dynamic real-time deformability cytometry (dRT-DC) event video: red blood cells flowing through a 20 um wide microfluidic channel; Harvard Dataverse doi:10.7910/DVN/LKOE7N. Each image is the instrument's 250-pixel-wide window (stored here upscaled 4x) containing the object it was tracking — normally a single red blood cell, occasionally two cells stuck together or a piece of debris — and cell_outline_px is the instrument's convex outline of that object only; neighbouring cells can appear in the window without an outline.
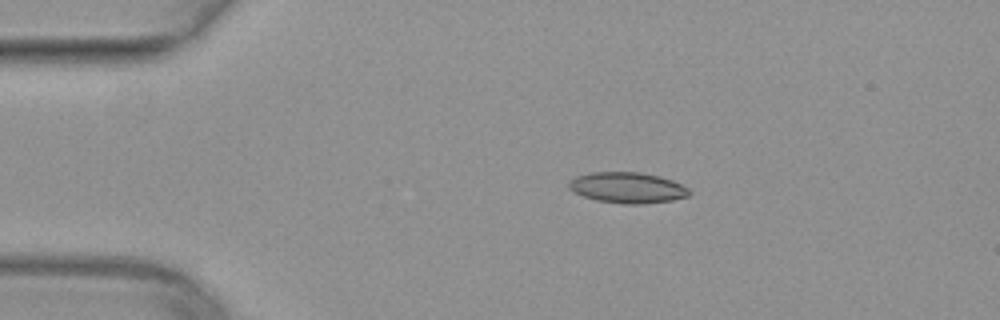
{"species": "common noctule bat (a hibernating species)", "species_latin": "Nyctalus noctula", "temperature_condition": "warm", "stored_images_in_passage": 41, "camera_frame_rate_fps": 3000, "um_per_image_px": 0.085, "animal": {"sex": "female", "body_mass_g": 29.2, "forearm_length_mm": 56.3}, "frame": {"image": 1, "passage_image": 1, "time_ms": 0.0, "image_size_px": [1000, 320], "cell_outline_px": [[692, 192], [688, 196], [672, 200], [640, 204], [624, 204], [596, 200], [584, 196], [568, 188], [568, 184], [576, 176], [592, 172], [640, 172], [660, 176], [672, 180], [688, 188]], "centroid_in_image_um": [53.36, 15.95], "position_along_channel_um": 31.6, "area_um2": 21.5}}
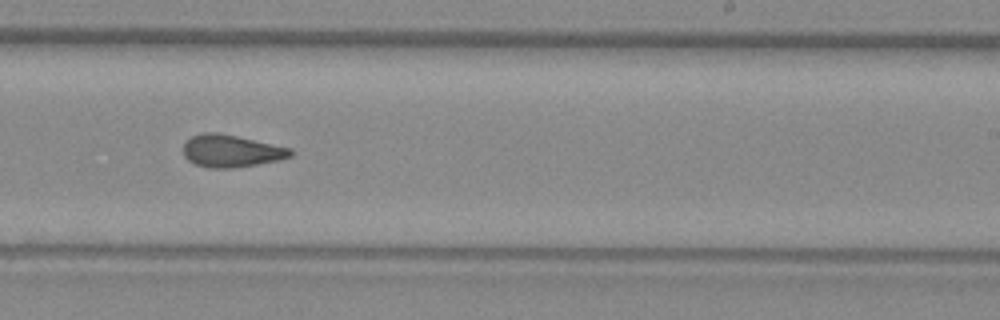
{"frame": {"image": 2, "passage_image": 22, "time_ms": 7.0, "image_size_px": [1000, 320], "cell_outline_px": [[292, 156], [280, 160], [232, 168], [208, 168], [196, 164], [188, 160], [184, 156], [184, 144], [192, 136], [204, 132], [216, 132], [236, 136], [292, 148]], "centroid_in_image_um": [19.66, 12.83], "position_along_channel_um": 269.3, "area_um2": 20.06}}
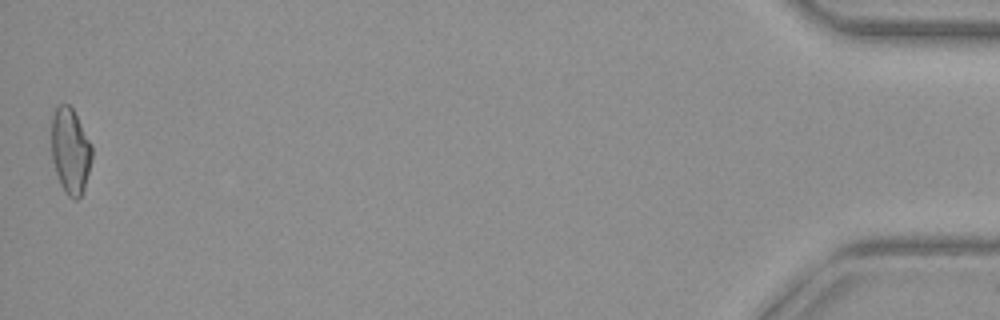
{"frame": {"image": 3, "passage_image": 41, "time_ms": 13.333, "image_size_px": [1000, 320], "cell_outline_px": [[92, 156], [84, 188], [80, 196], [76, 200], [68, 196], [64, 192], [60, 184], [52, 160], [52, 116], [56, 104], [68, 104], [72, 108], [92, 144]], "centroid_in_image_um": [5.97, 12.81], "position_along_channel_um": 429.2, "area_um2": 20.17}}